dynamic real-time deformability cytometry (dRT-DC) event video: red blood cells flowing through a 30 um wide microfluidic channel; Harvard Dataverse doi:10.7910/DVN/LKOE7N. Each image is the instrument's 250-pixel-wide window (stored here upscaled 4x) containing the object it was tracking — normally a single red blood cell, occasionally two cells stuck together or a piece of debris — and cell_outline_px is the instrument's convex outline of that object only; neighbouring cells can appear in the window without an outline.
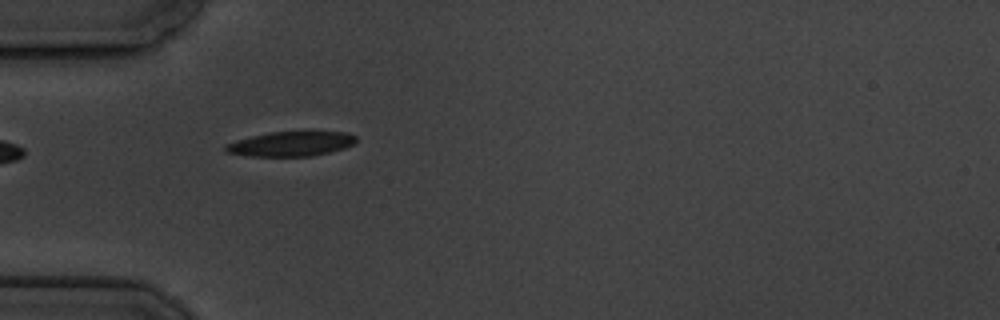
{"species": "common noctule bat (a hibernating species)", "species_latin": "Nyctalus noctula", "temperature_condition": "cold", "stored_images_in_passage": 3, "camera_frame_rate_fps": 3000, "um_per_image_px": 0.085, "animal": {"sex": "male", "body_mass_g": 19.5, "forearm_length_mm": 54.6}, "frame": {"image": 1, "passage_image": 1, "time_ms": 0.0, "image_size_px": [1000, 320], "cell_outline_px": [[356, 140], [352, 144], [344, 148], [312, 156], [248, 156], [224, 152], [224, 144], [236, 140], [268, 132], [348, 132], [356, 136]], "centroid_in_image_um": [24.68, 12.23], "position_along_channel_um": 60.3, "area_um2": 18.73}}
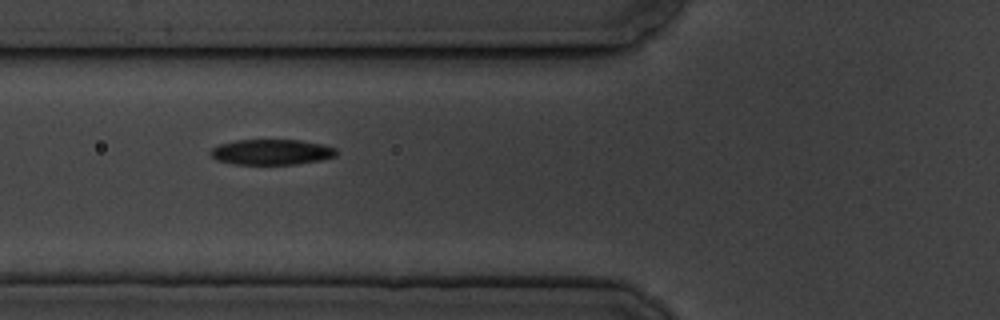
{"frame": {"image": 2, "passage_image": 2, "time_ms": 1.333, "image_size_px": [1000, 320], "cell_outline_px": [[336, 156], [320, 160], [296, 164], [232, 164], [216, 160], [208, 152], [212, 148], [220, 144], [236, 140], [300, 140], [320, 144], [336, 148]], "centroid_in_image_um": [23.04, 12.92], "position_along_channel_um": 102.8, "area_um2": 18.61}}